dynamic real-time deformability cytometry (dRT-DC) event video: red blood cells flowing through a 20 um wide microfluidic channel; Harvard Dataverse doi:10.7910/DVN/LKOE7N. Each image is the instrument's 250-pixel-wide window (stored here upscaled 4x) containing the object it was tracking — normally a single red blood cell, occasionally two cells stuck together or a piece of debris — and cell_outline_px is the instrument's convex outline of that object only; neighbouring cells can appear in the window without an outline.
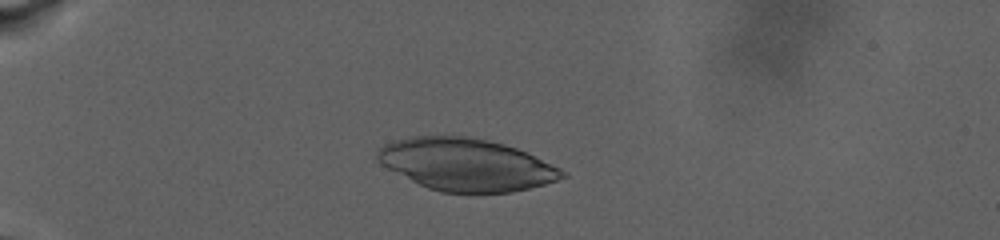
{"species": "human", "species_latin": "Homo sapiens", "temperature_condition": "warm", "stored_images_in_passage": 53, "camera_frame_rate_fps": 3000, "um_per_image_px": 0.085, "donor": {"sex": "male"}, "frame": {"image": 1, "passage_image": 16, "time_ms": 8.0, "image_size_px": [1000, 240], "cell_outline_px": [[568, 176], [544, 184], [512, 192], [440, 192], [428, 188], [380, 164], [376, 160], [376, 152], [384, 144], [396, 140], [412, 136], [468, 136], [488, 140], [504, 144], [528, 152], [568, 172]], "centroid_in_image_um": [39.64, 13.98], "position_along_channel_um": 45.4, "area_um2": 56.07}}
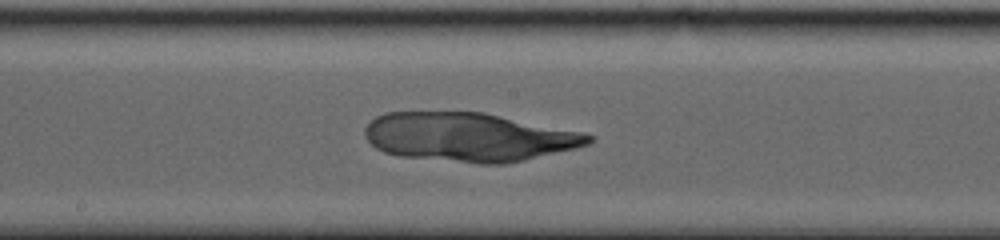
{"frame": {"image": 2, "passage_image": 32, "time_ms": 16.333, "image_size_px": [1000, 240], "cell_outline_px": [[596, 140], [588, 144], [576, 148], [524, 160], [504, 164], [480, 164], [400, 156], [384, 152], [376, 148], [364, 136], [364, 128], [376, 116], [384, 112], [484, 112], [580, 132], [596, 136]], "centroid_in_image_um": [39.84, 11.65], "position_along_channel_um": 208.4, "area_um2": 63.64}}
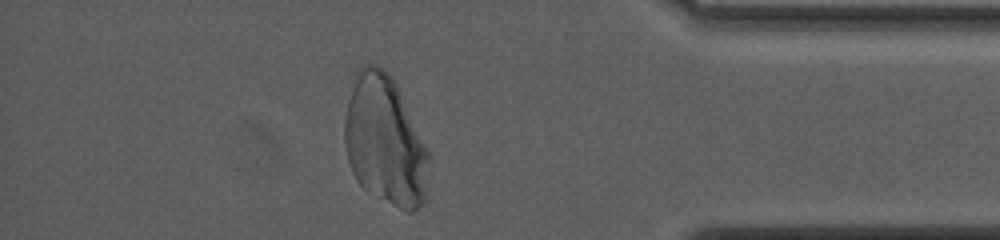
{"frame": {"image": 3, "passage_image": 48, "time_ms": 24.667, "image_size_px": [1000, 240], "cell_outline_px": [[432, 160], [428, 200], [424, 204], [412, 212], [408, 212], [400, 208], [364, 188], [356, 180], [352, 172], [348, 160], [344, 144], [344, 120], [348, 100], [356, 72], [364, 64], [376, 64], [384, 68], [392, 76], [432, 156]], "centroid_in_image_um": [32.78, 12.0], "position_along_channel_um": 402.4, "area_um2": 64.62}}